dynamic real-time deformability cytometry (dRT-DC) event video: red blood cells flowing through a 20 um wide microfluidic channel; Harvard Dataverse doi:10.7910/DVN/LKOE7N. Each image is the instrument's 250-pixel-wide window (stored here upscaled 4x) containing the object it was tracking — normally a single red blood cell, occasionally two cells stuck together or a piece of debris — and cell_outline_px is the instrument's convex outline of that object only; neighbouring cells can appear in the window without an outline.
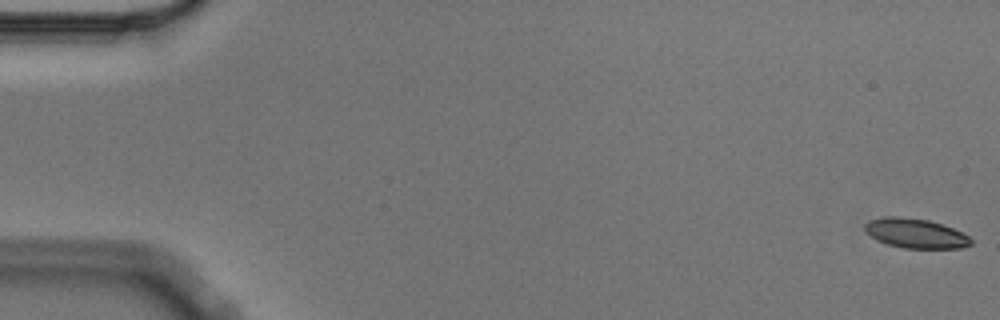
{"species": "Egyptian fruit bat (a non-hibernating species)", "species_latin": "Rousettus aegyptiacus", "temperature_condition": "cold", "stored_images_in_passage": 5, "camera_frame_rate_fps": 3000, "um_per_image_px": 0.085, "animal": {"sex": "male"}, "frame": {"image": 1, "passage_image": 1, "time_ms": 0.0, "image_size_px": [1000, 320], "cell_outline_px": [[972, 244], [960, 248], [904, 248], [888, 244], [876, 240], [864, 228], [864, 224], [868, 220], [884, 216], [900, 216], [928, 220], [952, 228], [968, 236], [972, 240]], "centroid_in_image_um": [77.79, 19.82], "position_along_channel_um": 7.2, "area_um2": 18.15}}
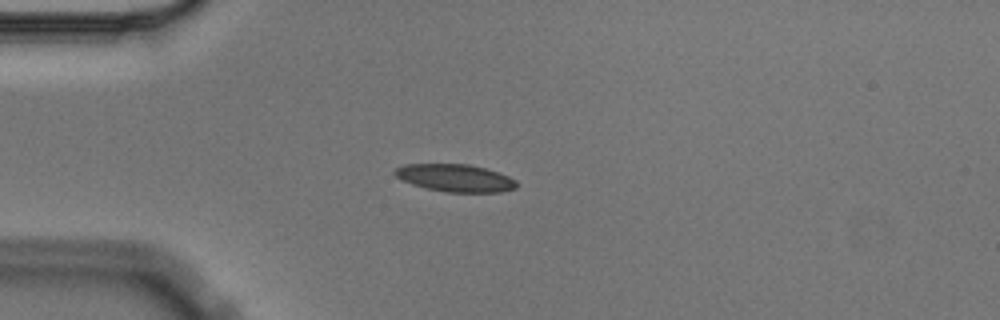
{"frame": {"image": 2, "passage_image": 5, "time_ms": 1.333, "image_size_px": [1000, 320], "cell_outline_px": [[516, 188], [500, 192], [444, 192], [412, 184], [396, 176], [392, 172], [396, 168], [404, 164], [468, 164], [484, 168], [508, 176], [516, 180]], "centroid_in_image_um": [38.68, 15.12], "position_along_channel_um": 46.3, "area_um2": 19.31}}